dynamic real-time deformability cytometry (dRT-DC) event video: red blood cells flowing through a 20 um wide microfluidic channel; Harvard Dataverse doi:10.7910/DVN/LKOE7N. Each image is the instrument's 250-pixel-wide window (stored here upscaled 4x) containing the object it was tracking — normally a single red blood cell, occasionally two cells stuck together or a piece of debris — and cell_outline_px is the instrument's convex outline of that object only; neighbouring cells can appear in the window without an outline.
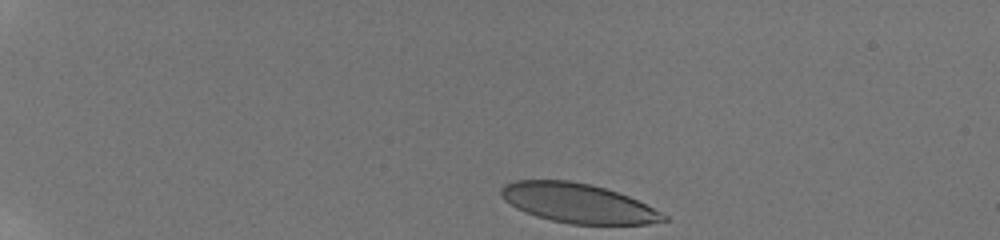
{"species": "human", "species_latin": "Homo sapiens", "temperature_condition": "room temperature", "stored_images_in_passage": 10, "camera_frame_rate_fps": 3000, "um_per_image_px": 0.085, "donor": {"sex": "male"}, "frame": {"image": 1, "passage_image": 1, "time_ms": 0.0, "image_size_px": [1000, 240], "cell_outline_px": [[668, 220], [648, 224], [568, 224], [536, 216], [524, 212], [516, 208], [504, 200], [500, 196], [500, 188], [504, 184], [516, 180], [568, 180], [592, 184], [628, 196], [668, 216]], "centroid_in_image_um": [49.07, 17.26], "position_along_channel_um": 35.9, "area_um2": 37.22}}
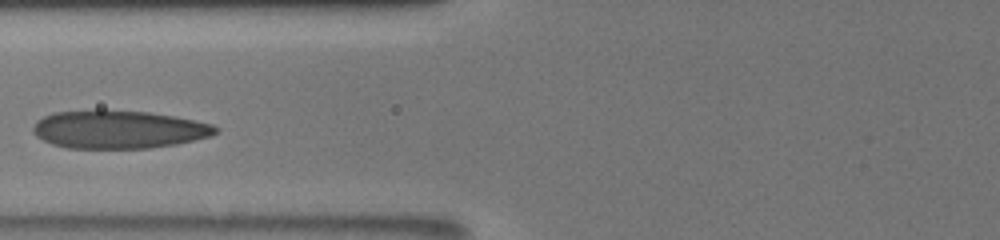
{"frame": {"image": 2, "passage_image": 8, "time_ms": 4.667, "image_size_px": [1000, 240], "cell_outline_px": [[220, 132], [212, 136], [176, 144], [148, 148], [68, 148], [52, 144], [36, 136], [32, 132], [32, 128], [36, 120], [44, 116], [56, 112], [96, 108], [104, 108], [148, 112], [176, 116], [196, 120], [212, 124], [220, 128]], "centroid_in_image_um": [10.09, 10.97], "position_along_channel_um": 115.7, "area_um2": 41.38}}
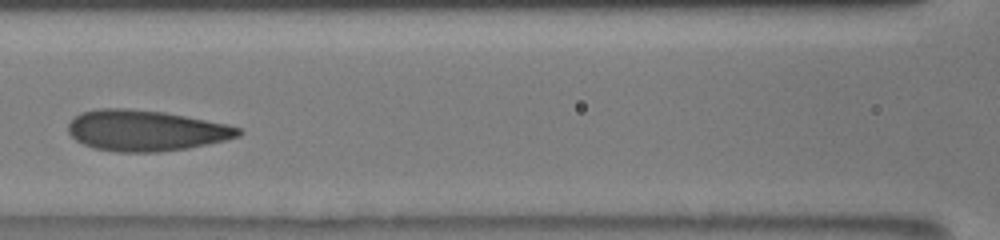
{"frame": {"image": 3, "passage_image": 9, "time_ms": 5.667, "image_size_px": [1000, 240], "cell_outline_px": [[244, 132], [240, 136], [224, 140], [188, 148], [160, 152], [116, 152], [92, 148], [76, 140], [68, 132], [68, 124], [80, 112], [96, 108], [128, 108], [164, 112], [228, 124], [240, 128]], "centroid_in_image_um": [12.38, 11.09], "position_along_channel_um": 154.2, "area_um2": 40.69}}